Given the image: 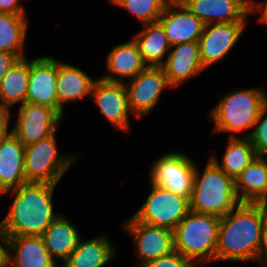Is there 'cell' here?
<instances>
[{
    "instance_id": "e0dca14e",
    "label": "cell",
    "mask_w": 267,
    "mask_h": 267,
    "mask_svg": "<svg viewBox=\"0 0 267 267\" xmlns=\"http://www.w3.org/2000/svg\"><path fill=\"white\" fill-rule=\"evenodd\" d=\"M205 25L247 22L249 0H180Z\"/></svg>"
},
{
    "instance_id": "d590c367",
    "label": "cell",
    "mask_w": 267,
    "mask_h": 267,
    "mask_svg": "<svg viewBox=\"0 0 267 267\" xmlns=\"http://www.w3.org/2000/svg\"><path fill=\"white\" fill-rule=\"evenodd\" d=\"M9 236L0 226V267H8Z\"/></svg>"
},
{
    "instance_id": "2e32d148",
    "label": "cell",
    "mask_w": 267,
    "mask_h": 267,
    "mask_svg": "<svg viewBox=\"0 0 267 267\" xmlns=\"http://www.w3.org/2000/svg\"><path fill=\"white\" fill-rule=\"evenodd\" d=\"M171 88L181 86L184 81L200 75L203 67L198 42H185L171 46L161 66Z\"/></svg>"
},
{
    "instance_id": "4316f807",
    "label": "cell",
    "mask_w": 267,
    "mask_h": 267,
    "mask_svg": "<svg viewBox=\"0 0 267 267\" xmlns=\"http://www.w3.org/2000/svg\"><path fill=\"white\" fill-rule=\"evenodd\" d=\"M29 20L27 16L0 12V51L15 54L19 59L24 54Z\"/></svg>"
},
{
    "instance_id": "9c48e42d",
    "label": "cell",
    "mask_w": 267,
    "mask_h": 267,
    "mask_svg": "<svg viewBox=\"0 0 267 267\" xmlns=\"http://www.w3.org/2000/svg\"><path fill=\"white\" fill-rule=\"evenodd\" d=\"M12 133L24 145H30L57 132L63 117L53 108L25 102L19 106Z\"/></svg>"
},
{
    "instance_id": "9a60e30c",
    "label": "cell",
    "mask_w": 267,
    "mask_h": 267,
    "mask_svg": "<svg viewBox=\"0 0 267 267\" xmlns=\"http://www.w3.org/2000/svg\"><path fill=\"white\" fill-rule=\"evenodd\" d=\"M171 46L198 42L205 24L180 0H170L158 19Z\"/></svg>"
},
{
    "instance_id": "6da1fadb",
    "label": "cell",
    "mask_w": 267,
    "mask_h": 267,
    "mask_svg": "<svg viewBox=\"0 0 267 267\" xmlns=\"http://www.w3.org/2000/svg\"><path fill=\"white\" fill-rule=\"evenodd\" d=\"M58 184L26 182L10 195L13 201L0 226L8 236H42L51 222L60 214L55 212L53 195Z\"/></svg>"
},
{
    "instance_id": "30bf717a",
    "label": "cell",
    "mask_w": 267,
    "mask_h": 267,
    "mask_svg": "<svg viewBox=\"0 0 267 267\" xmlns=\"http://www.w3.org/2000/svg\"><path fill=\"white\" fill-rule=\"evenodd\" d=\"M123 224V225H122ZM121 224L132 238L139 263L136 267L167 256L174 251L173 231L137 221L133 216Z\"/></svg>"
},
{
    "instance_id": "7a4b0ae2",
    "label": "cell",
    "mask_w": 267,
    "mask_h": 267,
    "mask_svg": "<svg viewBox=\"0 0 267 267\" xmlns=\"http://www.w3.org/2000/svg\"><path fill=\"white\" fill-rule=\"evenodd\" d=\"M264 211V203H240L221 217L216 262H258Z\"/></svg>"
},
{
    "instance_id": "7402d4cb",
    "label": "cell",
    "mask_w": 267,
    "mask_h": 267,
    "mask_svg": "<svg viewBox=\"0 0 267 267\" xmlns=\"http://www.w3.org/2000/svg\"><path fill=\"white\" fill-rule=\"evenodd\" d=\"M71 221L60 213L41 236L45 247L58 266L68 259L81 239L79 229Z\"/></svg>"
},
{
    "instance_id": "7c38bea8",
    "label": "cell",
    "mask_w": 267,
    "mask_h": 267,
    "mask_svg": "<svg viewBox=\"0 0 267 267\" xmlns=\"http://www.w3.org/2000/svg\"><path fill=\"white\" fill-rule=\"evenodd\" d=\"M90 99L115 130L129 133L131 130L129 117L132 113L124 83L108 82L97 78L92 87Z\"/></svg>"
},
{
    "instance_id": "ac0fdd59",
    "label": "cell",
    "mask_w": 267,
    "mask_h": 267,
    "mask_svg": "<svg viewBox=\"0 0 267 267\" xmlns=\"http://www.w3.org/2000/svg\"><path fill=\"white\" fill-rule=\"evenodd\" d=\"M112 47V50L106 55L107 72L99 77L100 79L126 83V80L135 78L147 67L133 39Z\"/></svg>"
},
{
    "instance_id": "8d00e7d4",
    "label": "cell",
    "mask_w": 267,
    "mask_h": 267,
    "mask_svg": "<svg viewBox=\"0 0 267 267\" xmlns=\"http://www.w3.org/2000/svg\"><path fill=\"white\" fill-rule=\"evenodd\" d=\"M18 59L13 53L0 51V81Z\"/></svg>"
},
{
    "instance_id": "cb8c5ba5",
    "label": "cell",
    "mask_w": 267,
    "mask_h": 267,
    "mask_svg": "<svg viewBox=\"0 0 267 267\" xmlns=\"http://www.w3.org/2000/svg\"><path fill=\"white\" fill-rule=\"evenodd\" d=\"M241 203L267 204V158L256 156L235 178Z\"/></svg>"
},
{
    "instance_id": "4dcf8cb0",
    "label": "cell",
    "mask_w": 267,
    "mask_h": 267,
    "mask_svg": "<svg viewBox=\"0 0 267 267\" xmlns=\"http://www.w3.org/2000/svg\"><path fill=\"white\" fill-rule=\"evenodd\" d=\"M141 267H195L187 258L179 252L173 251L167 256L160 257L156 260L149 261Z\"/></svg>"
},
{
    "instance_id": "836d02e7",
    "label": "cell",
    "mask_w": 267,
    "mask_h": 267,
    "mask_svg": "<svg viewBox=\"0 0 267 267\" xmlns=\"http://www.w3.org/2000/svg\"><path fill=\"white\" fill-rule=\"evenodd\" d=\"M21 0H0V12L11 13L14 15L27 16L24 4L20 3Z\"/></svg>"
},
{
    "instance_id": "52a82bcc",
    "label": "cell",
    "mask_w": 267,
    "mask_h": 267,
    "mask_svg": "<svg viewBox=\"0 0 267 267\" xmlns=\"http://www.w3.org/2000/svg\"><path fill=\"white\" fill-rule=\"evenodd\" d=\"M149 183L190 201L193 191L196 162L184 152L160 155L149 169Z\"/></svg>"
},
{
    "instance_id": "ba28073f",
    "label": "cell",
    "mask_w": 267,
    "mask_h": 267,
    "mask_svg": "<svg viewBox=\"0 0 267 267\" xmlns=\"http://www.w3.org/2000/svg\"><path fill=\"white\" fill-rule=\"evenodd\" d=\"M149 185L151 192L133 217L137 221L173 231L189 213V200L161 187Z\"/></svg>"
},
{
    "instance_id": "ffe728a7",
    "label": "cell",
    "mask_w": 267,
    "mask_h": 267,
    "mask_svg": "<svg viewBox=\"0 0 267 267\" xmlns=\"http://www.w3.org/2000/svg\"><path fill=\"white\" fill-rule=\"evenodd\" d=\"M8 267H60L41 236H9Z\"/></svg>"
},
{
    "instance_id": "603a6c76",
    "label": "cell",
    "mask_w": 267,
    "mask_h": 267,
    "mask_svg": "<svg viewBox=\"0 0 267 267\" xmlns=\"http://www.w3.org/2000/svg\"><path fill=\"white\" fill-rule=\"evenodd\" d=\"M110 241L105 232L86 241L81 237L78 246L60 267H105L117 254Z\"/></svg>"
},
{
    "instance_id": "484cf974",
    "label": "cell",
    "mask_w": 267,
    "mask_h": 267,
    "mask_svg": "<svg viewBox=\"0 0 267 267\" xmlns=\"http://www.w3.org/2000/svg\"><path fill=\"white\" fill-rule=\"evenodd\" d=\"M30 75V59H18L0 81V103L10 111L26 102Z\"/></svg>"
},
{
    "instance_id": "f546056e",
    "label": "cell",
    "mask_w": 267,
    "mask_h": 267,
    "mask_svg": "<svg viewBox=\"0 0 267 267\" xmlns=\"http://www.w3.org/2000/svg\"><path fill=\"white\" fill-rule=\"evenodd\" d=\"M249 132L245 133V137L250 139L256 155L267 158V104L262 108L253 130Z\"/></svg>"
},
{
    "instance_id": "d6986e66",
    "label": "cell",
    "mask_w": 267,
    "mask_h": 267,
    "mask_svg": "<svg viewBox=\"0 0 267 267\" xmlns=\"http://www.w3.org/2000/svg\"><path fill=\"white\" fill-rule=\"evenodd\" d=\"M97 79L91 78L81 68L57 59V98L58 113L64 118V104L74 103L86 96L90 97Z\"/></svg>"
},
{
    "instance_id": "d4e9b609",
    "label": "cell",
    "mask_w": 267,
    "mask_h": 267,
    "mask_svg": "<svg viewBox=\"0 0 267 267\" xmlns=\"http://www.w3.org/2000/svg\"><path fill=\"white\" fill-rule=\"evenodd\" d=\"M132 39L147 66L161 67L164 64L171 45L159 22L144 24Z\"/></svg>"
},
{
    "instance_id": "83f0119b",
    "label": "cell",
    "mask_w": 267,
    "mask_h": 267,
    "mask_svg": "<svg viewBox=\"0 0 267 267\" xmlns=\"http://www.w3.org/2000/svg\"><path fill=\"white\" fill-rule=\"evenodd\" d=\"M248 137H228L221 163L215 156L210 158L230 177L236 178L256 157Z\"/></svg>"
},
{
    "instance_id": "d6a6232c",
    "label": "cell",
    "mask_w": 267,
    "mask_h": 267,
    "mask_svg": "<svg viewBox=\"0 0 267 267\" xmlns=\"http://www.w3.org/2000/svg\"><path fill=\"white\" fill-rule=\"evenodd\" d=\"M12 112L0 103V141L12 133V128L10 127Z\"/></svg>"
},
{
    "instance_id": "8992f818",
    "label": "cell",
    "mask_w": 267,
    "mask_h": 267,
    "mask_svg": "<svg viewBox=\"0 0 267 267\" xmlns=\"http://www.w3.org/2000/svg\"><path fill=\"white\" fill-rule=\"evenodd\" d=\"M55 136L56 132L25 146L23 165L26 182L58 184L67 170L82 156V152H60Z\"/></svg>"
},
{
    "instance_id": "4fadbf2b",
    "label": "cell",
    "mask_w": 267,
    "mask_h": 267,
    "mask_svg": "<svg viewBox=\"0 0 267 267\" xmlns=\"http://www.w3.org/2000/svg\"><path fill=\"white\" fill-rule=\"evenodd\" d=\"M247 23H213L204 26L198 43L201 62L205 69L225 59L244 33Z\"/></svg>"
},
{
    "instance_id": "44dd1931",
    "label": "cell",
    "mask_w": 267,
    "mask_h": 267,
    "mask_svg": "<svg viewBox=\"0 0 267 267\" xmlns=\"http://www.w3.org/2000/svg\"><path fill=\"white\" fill-rule=\"evenodd\" d=\"M24 151L25 146L13 133L0 141V195L26 183Z\"/></svg>"
},
{
    "instance_id": "5b68a950",
    "label": "cell",
    "mask_w": 267,
    "mask_h": 267,
    "mask_svg": "<svg viewBox=\"0 0 267 267\" xmlns=\"http://www.w3.org/2000/svg\"><path fill=\"white\" fill-rule=\"evenodd\" d=\"M221 217L189 211L173 230L174 251L195 267L216 261L218 227Z\"/></svg>"
},
{
    "instance_id": "277c9868",
    "label": "cell",
    "mask_w": 267,
    "mask_h": 267,
    "mask_svg": "<svg viewBox=\"0 0 267 267\" xmlns=\"http://www.w3.org/2000/svg\"><path fill=\"white\" fill-rule=\"evenodd\" d=\"M201 171L196 164L189 201L191 211L223 217L241 203L235 179L228 176L211 158Z\"/></svg>"
},
{
    "instance_id": "f1b7e54d",
    "label": "cell",
    "mask_w": 267,
    "mask_h": 267,
    "mask_svg": "<svg viewBox=\"0 0 267 267\" xmlns=\"http://www.w3.org/2000/svg\"><path fill=\"white\" fill-rule=\"evenodd\" d=\"M170 0H108L112 5L126 9L141 24L158 22Z\"/></svg>"
},
{
    "instance_id": "5bb4252c",
    "label": "cell",
    "mask_w": 267,
    "mask_h": 267,
    "mask_svg": "<svg viewBox=\"0 0 267 267\" xmlns=\"http://www.w3.org/2000/svg\"><path fill=\"white\" fill-rule=\"evenodd\" d=\"M57 59L39 56L30 59V75L26 102L46 105L58 112Z\"/></svg>"
},
{
    "instance_id": "8fae6325",
    "label": "cell",
    "mask_w": 267,
    "mask_h": 267,
    "mask_svg": "<svg viewBox=\"0 0 267 267\" xmlns=\"http://www.w3.org/2000/svg\"><path fill=\"white\" fill-rule=\"evenodd\" d=\"M129 109L138 118L151 113L165 89H170L162 67L147 66L135 78L126 81Z\"/></svg>"
},
{
    "instance_id": "3957f363",
    "label": "cell",
    "mask_w": 267,
    "mask_h": 267,
    "mask_svg": "<svg viewBox=\"0 0 267 267\" xmlns=\"http://www.w3.org/2000/svg\"><path fill=\"white\" fill-rule=\"evenodd\" d=\"M266 104L267 93L262 86L234 89L215 104L208 113L207 119H211L214 123L213 132L229 133L230 137L244 138V132L253 130L257 118ZM238 133L242 135H238Z\"/></svg>"
},
{
    "instance_id": "e575fe53",
    "label": "cell",
    "mask_w": 267,
    "mask_h": 267,
    "mask_svg": "<svg viewBox=\"0 0 267 267\" xmlns=\"http://www.w3.org/2000/svg\"><path fill=\"white\" fill-rule=\"evenodd\" d=\"M260 14L257 22L267 25V0L262 2H256V0H249V14Z\"/></svg>"
},
{
    "instance_id": "1f68e13d",
    "label": "cell",
    "mask_w": 267,
    "mask_h": 267,
    "mask_svg": "<svg viewBox=\"0 0 267 267\" xmlns=\"http://www.w3.org/2000/svg\"><path fill=\"white\" fill-rule=\"evenodd\" d=\"M258 263L267 267V204H265L261 242L258 249Z\"/></svg>"
}]
</instances>
